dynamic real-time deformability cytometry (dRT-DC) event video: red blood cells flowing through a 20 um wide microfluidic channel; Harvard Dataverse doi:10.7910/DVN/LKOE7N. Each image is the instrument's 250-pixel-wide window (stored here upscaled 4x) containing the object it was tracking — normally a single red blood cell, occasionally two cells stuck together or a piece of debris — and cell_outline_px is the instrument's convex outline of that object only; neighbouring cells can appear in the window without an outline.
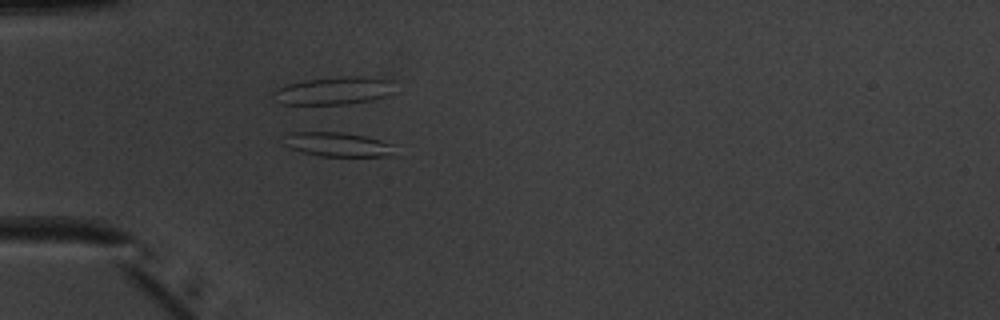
{"species": "common noctule bat (a hibernating species)", "species_latin": "Nyctalus noctula", "temperature_condition": "warm", "stored_images_in_passage": 40, "camera_frame_rate_fps": 3000, "um_per_image_px": 0.085, "animal": {"sex": "male", "body_mass_g": 20.1, "forearm_length_mm": 53.5}, "frame": {"image": 1, "passage_image": 5, "time_ms": 1.333, "image_size_px": [1000, 320], "cell_outline_px": [[396, 156], [320, 156], [304, 152], [292, 148], [284, 144], [284, 132], [340, 132], [364, 136], [380, 140], [392, 144]], "centroid_in_image_um": [28.7, 12.27], "position_along_channel_um": 56.3, "area_um2": 15.66}}